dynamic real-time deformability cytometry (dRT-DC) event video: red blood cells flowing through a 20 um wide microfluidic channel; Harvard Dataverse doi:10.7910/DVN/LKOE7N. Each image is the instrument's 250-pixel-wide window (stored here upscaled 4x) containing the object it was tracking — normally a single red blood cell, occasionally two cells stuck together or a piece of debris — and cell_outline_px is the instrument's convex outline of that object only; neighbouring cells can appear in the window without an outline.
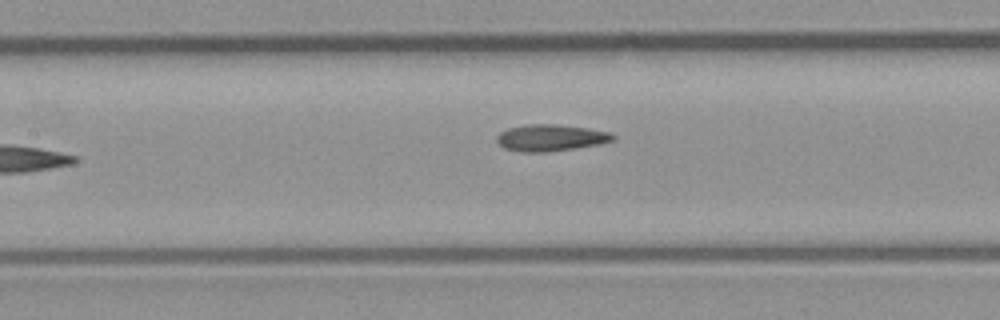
{"species": "common noctule bat (a hibernating species)", "species_latin": "Nyctalus noctula", "temperature_condition": "room temperature", "stored_images_in_passage": 9, "camera_frame_rate_fps": 3000, "um_per_image_px": 0.085, "animal": {"sex": "male", "body_mass_g": 23.1, "forearm_length_mm": 52.7}, "frame": {"image": 1, "passage_image": 8, "time_ms": 8.0, "image_size_px": [1000, 320], "cell_outline_px": [[616, 136], [612, 140], [600, 144], [544, 152], [520, 152], [504, 148], [496, 140], [496, 136], [500, 132], [508, 128], [528, 124], [556, 124], [588, 128], [612, 132]], "centroid_in_image_um": [46.8, 11.7], "position_along_channel_um": 160.6, "area_um2": 17.98}}
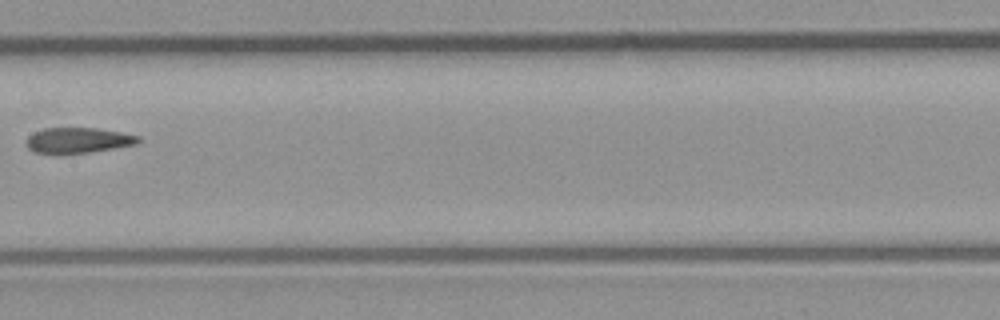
{"frame": {"image": 2, "passage_image": 9, "time_ms": 9.0, "image_size_px": [1000, 320], "cell_outline_px": [[140, 140], [136, 144], [88, 152], [60, 156], [56, 156], [32, 152], [28, 148], [28, 136], [44, 128], [96, 128], [120, 132], [140, 136]], "centroid_in_image_um": [6.58, 11.96], "position_along_channel_um": 200.8, "area_um2": 16.88}}